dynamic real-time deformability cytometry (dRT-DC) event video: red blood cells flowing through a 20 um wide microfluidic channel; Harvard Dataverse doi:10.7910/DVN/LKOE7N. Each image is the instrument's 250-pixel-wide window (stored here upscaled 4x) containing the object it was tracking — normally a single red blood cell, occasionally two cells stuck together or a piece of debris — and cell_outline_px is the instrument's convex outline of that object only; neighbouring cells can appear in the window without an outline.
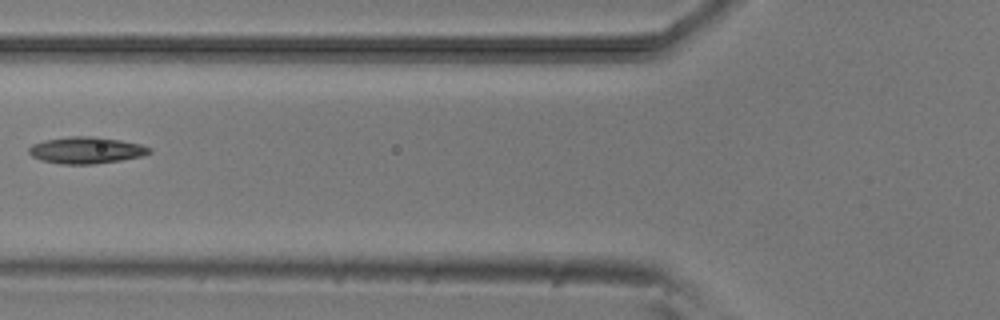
{"species": "common noctule bat (a hibernating species)", "species_latin": "Nyctalus noctula", "temperature_condition": "room temperature", "stored_images_in_passage": 6, "camera_frame_rate_fps": 3000, "um_per_image_px": 0.085, "animal": {"sex": "male", "body_mass_g": 20.5, "forearm_length_mm": 52.5}, "frame": {"image": 1, "passage_image": 5, "time_ms": 5.667, "image_size_px": [1000, 320], "cell_outline_px": [[152, 152], [140, 156], [120, 160], [92, 164], [60, 164], [40, 160], [32, 156], [28, 152], [28, 148], [32, 144], [44, 140], [68, 136], [96, 136], [120, 140], [140, 144], [152, 148]], "centroid_in_image_um": [7.3, 12.76], "position_along_channel_um": 118.5, "area_um2": 18.79}}
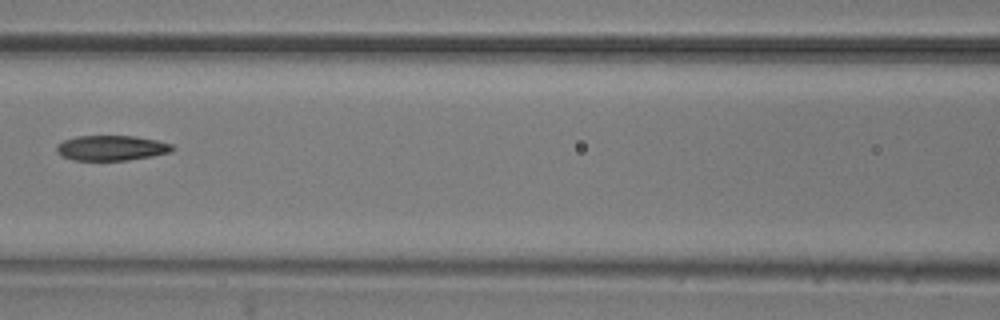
{"frame": {"image": 2, "passage_image": 6, "time_ms": 6.667, "image_size_px": [1000, 320], "cell_outline_px": [[176, 148], [172, 152], [152, 156], [128, 160], [72, 160], [60, 156], [56, 152], [56, 144], [64, 140], [76, 136], [136, 136], [156, 140], [172, 144]], "centroid_in_image_um": [9.46, 12.58], "position_along_channel_um": 157.1, "area_um2": 17.17}}